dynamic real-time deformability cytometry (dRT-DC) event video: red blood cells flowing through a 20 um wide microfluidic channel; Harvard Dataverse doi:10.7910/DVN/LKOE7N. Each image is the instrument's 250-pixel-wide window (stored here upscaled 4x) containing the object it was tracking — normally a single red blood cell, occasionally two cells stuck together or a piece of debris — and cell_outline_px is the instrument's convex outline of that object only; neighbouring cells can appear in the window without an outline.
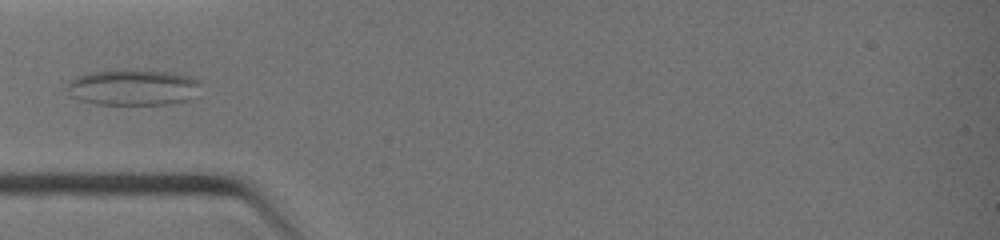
{"species": "common noctule bat (a hibernating species)", "species_latin": "Nyctalus noctula", "temperature_condition": "warm", "stored_images_in_passage": 7, "camera_frame_rate_fps": 3000, "um_per_image_px": 0.085, "animal": {"sex": "female", "body_mass_g": 19.0, "forearm_length_mm": 51.5}, "frame": {"image": 1, "passage_image": 4, "time_ms": 2.667, "image_size_px": [1000, 240], "cell_outline_px": [[200, 84], [188, 100], [168, 104], [96, 104], [80, 100], [72, 96], [68, 88], [68, 84], [76, 76], [88, 72], [128, 68], [176, 72], [200, 80]], "centroid_in_image_um": [11.3, 7.39], "position_along_channel_um": 73.7, "area_um2": 28.21}}
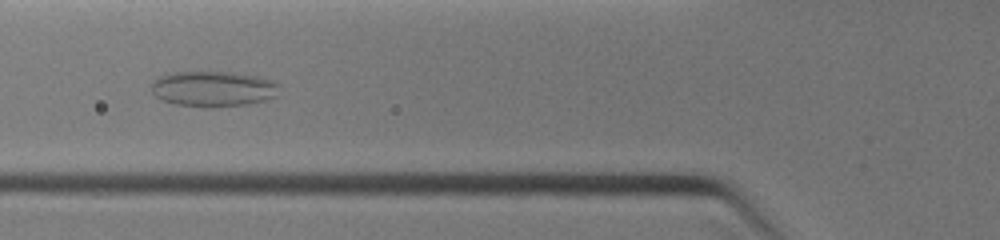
{"frame": {"image": 2, "passage_image": 5, "time_ms": 3.333, "image_size_px": [1000, 240], "cell_outline_px": [[280, 84], [276, 96], [264, 100], [244, 104], [176, 104], [164, 100], [156, 96], [152, 92], [152, 80], [168, 72], [232, 72], [256, 76], [276, 80]], "centroid_in_image_um": [18.14, 7.48], "position_along_channel_um": 107.7, "area_um2": 25.61}}
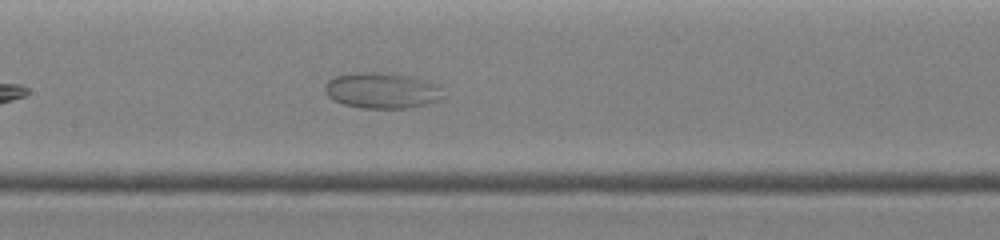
{"frame": {"image": 3, "passage_image": 7, "time_ms": 4.667, "image_size_px": [1000, 240], "cell_outline_px": [[444, 96], [440, 100], [424, 104], [404, 108], [360, 108], [344, 104], [332, 100], [324, 92], [324, 84], [328, 80], [336, 76], [360, 72], [392, 72], [412, 76], [428, 80], [440, 84]], "centroid_in_image_um": [32.49, 7.67], "position_along_channel_um": 174.9, "area_um2": 25.14}}